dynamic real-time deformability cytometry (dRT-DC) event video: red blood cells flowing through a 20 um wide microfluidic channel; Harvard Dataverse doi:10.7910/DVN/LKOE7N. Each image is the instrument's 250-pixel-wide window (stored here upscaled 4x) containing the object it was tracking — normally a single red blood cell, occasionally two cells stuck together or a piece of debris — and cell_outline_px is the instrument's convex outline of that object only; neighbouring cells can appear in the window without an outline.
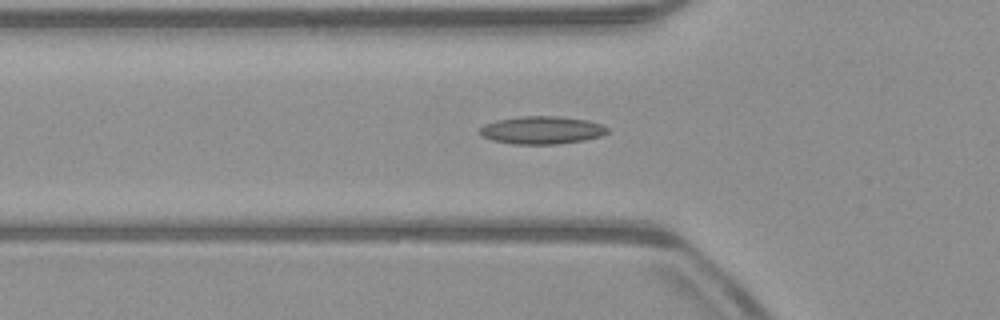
{"species": "common noctule bat (a hibernating species)", "species_latin": "Nyctalus noctula", "temperature_condition": "warm", "stored_images_in_passage": 54, "camera_frame_rate_fps": 3000, "um_per_image_px": 0.085, "animal": {"sex": "male", "body_mass_g": 23.1, "forearm_length_mm": 52.7}, "frame": {"image": 1, "passage_image": 18, "time_ms": 5.667, "image_size_px": [1000, 320], "cell_outline_px": [[608, 132], [600, 136], [584, 140], [560, 144], [512, 144], [492, 140], [480, 136], [480, 128], [484, 124], [496, 120], [520, 116], [560, 116], [588, 120], [604, 124], [608, 128]], "centroid_in_image_um": [46.06, 11.06], "position_along_channel_um": 79.7, "area_um2": 20.92}}
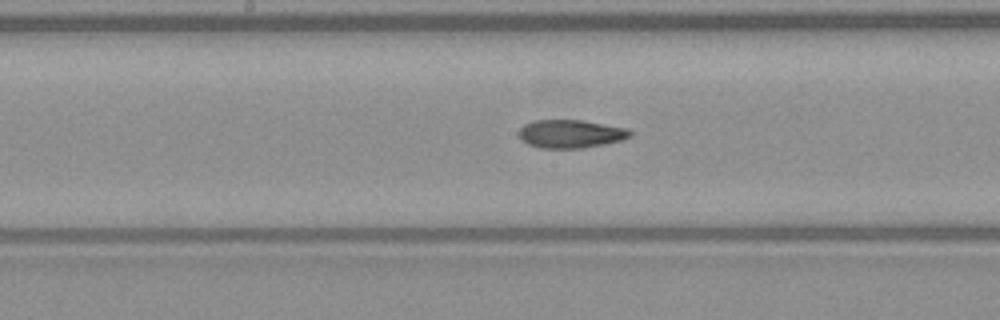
{"frame": {"image": 2, "passage_image": 27, "time_ms": 8.667, "image_size_px": [1000, 320], "cell_outline_px": [[632, 136], [620, 140], [604, 144], [580, 148], [540, 148], [528, 144], [520, 140], [520, 128], [524, 124], [532, 120], [580, 120], [628, 128], [632, 132]], "centroid_in_image_um": [48.49, 11.37], "position_along_channel_um": 199.7, "area_um2": 18.26}}
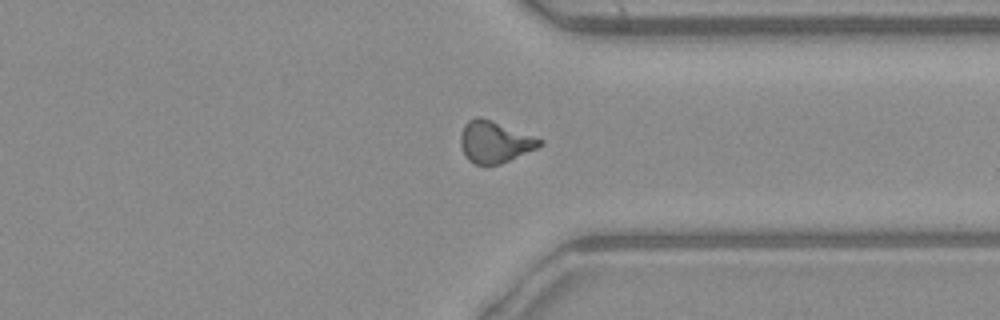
{"frame": {"image": 3, "passage_image": 40, "time_ms": 13.0, "image_size_px": [1000, 320], "cell_outline_px": [[544, 144], [536, 148], [500, 164], [488, 168], [476, 164], [468, 160], [460, 144], [460, 136], [464, 124], [468, 120], [476, 116], [480, 116], [492, 120], [544, 140]], "centroid_in_image_um": [42.02, 12.07], "position_along_channel_um": 369.4, "area_um2": 19.42}, "authors_computed_cell_mechanics": {"area_um2": 18.7272, "velocity_mm_per_s": 3.9598, "shape_relaxation_time_tau1_ms": null, "shape_relaxation_time_tau2_ms": 3.2347, "deformation_change_tau1": null, "deformation_change_tau2": 0.1097}}